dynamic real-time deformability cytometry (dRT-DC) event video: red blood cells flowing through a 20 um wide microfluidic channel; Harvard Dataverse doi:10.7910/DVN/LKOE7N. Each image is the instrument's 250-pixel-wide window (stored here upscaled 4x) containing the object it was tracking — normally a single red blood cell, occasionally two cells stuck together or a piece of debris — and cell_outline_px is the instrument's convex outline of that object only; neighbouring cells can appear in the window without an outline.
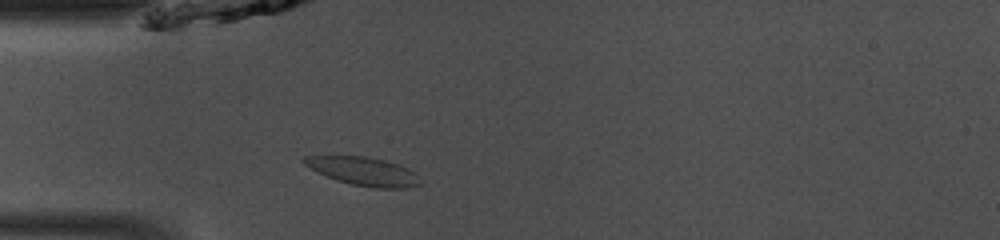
{"species": "common noctule bat (a hibernating species)", "species_latin": "Nyctalus noctula", "temperature_condition": "room temperature", "stored_images_in_passage": 44, "camera_frame_rate_fps": 3000, "um_per_image_px": 0.085, "animal": {"sex": "male", "body_mass_g": 13.0, "forearm_length_mm": 53.1}, "frame": {"image": 1, "passage_image": 10, "time_ms": 3.0, "image_size_px": [1000, 240], "cell_outline_px": [[420, 184], [404, 188], [376, 188], [352, 184], [336, 180], [304, 164], [300, 160], [304, 156], [364, 156], [384, 160], [400, 164], [408, 168], [412, 172]], "centroid_in_image_um": [30.87, 14.54], "position_along_channel_um": 54.1, "area_um2": 18.73}}
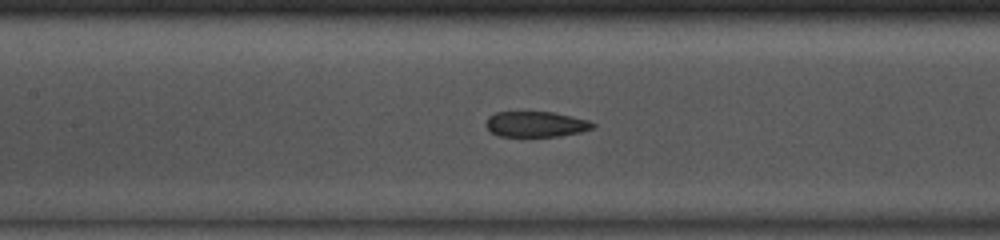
{"frame": {"image": 2, "passage_image": 18, "time_ms": 5.667, "image_size_px": [1000, 240], "cell_outline_px": [[596, 128], [580, 132], [556, 136], [500, 136], [492, 132], [484, 124], [488, 116], [496, 112], [552, 112], [588, 120], [596, 124]], "centroid_in_image_um": [45.55, 10.55], "position_along_channel_um": 161.8, "area_um2": 15.84}}
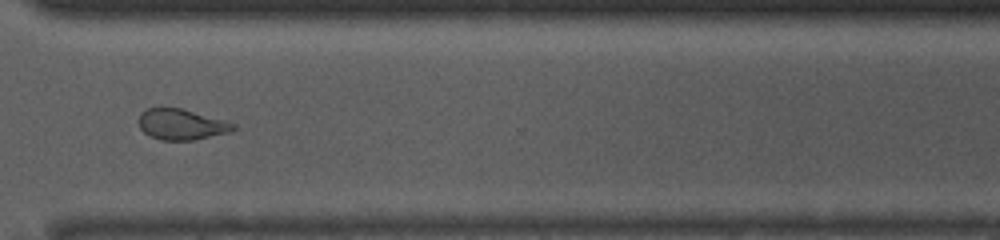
{"frame": {"image": 3, "passage_image": 32, "time_ms": 10.333, "image_size_px": [1000, 240], "cell_outline_px": [[236, 128], [232, 132], [192, 140], [160, 140], [148, 136], [140, 128], [140, 112], [148, 108], [160, 104], [180, 108], [224, 120], [236, 124]], "centroid_in_image_um": [15.39, 10.54], "position_along_channel_um": 355.2, "area_um2": 17.34}, "authors_computed_cell_mechanics": {"area_um2": 18.0625, "velocity_mm_per_s": 4.1526, "shape_relaxation_time_tau1_ms": 4.8777, "shape_relaxation_time_tau2_ms": 4.3218, "deformation_change_tau1": 0.1748, "deformation_change_tau2": 0.0759}}